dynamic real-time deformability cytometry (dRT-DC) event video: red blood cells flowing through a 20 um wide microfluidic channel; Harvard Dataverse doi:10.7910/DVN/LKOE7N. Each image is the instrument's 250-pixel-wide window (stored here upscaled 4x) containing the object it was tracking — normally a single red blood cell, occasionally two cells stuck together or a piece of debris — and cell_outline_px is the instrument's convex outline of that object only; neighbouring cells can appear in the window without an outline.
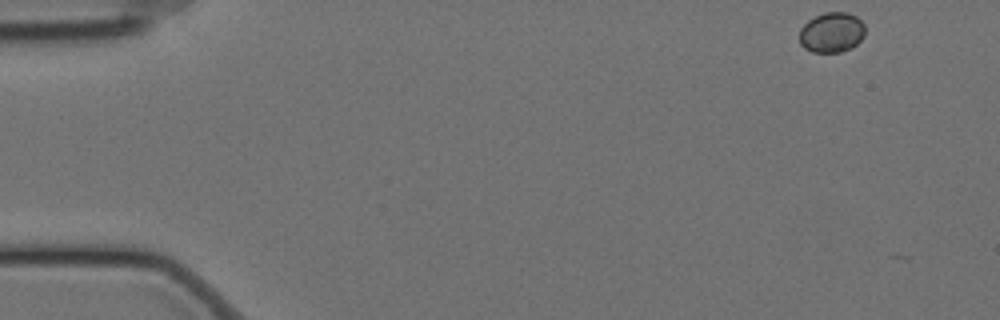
{"species": "Egyptian fruit bat (a non-hibernating species)", "species_latin": "Rousettus aegyptiacus", "temperature_condition": "cold", "stored_images_in_passage": 6, "camera_frame_rate_fps": 3000, "um_per_image_px": 0.085, "animal": {"sex": "female"}, "frame": {"image": 1, "passage_image": 1, "time_ms": 0.0, "image_size_px": [1000, 320], "cell_outline_px": [[864, 36], [852, 48], [840, 52], [812, 52], [804, 48], [800, 44], [800, 28], [808, 20], [824, 12], [848, 12], [856, 16], [864, 24]], "centroid_in_image_um": [70.69, 2.75], "position_along_channel_um": 14.3, "area_um2": 15.43}}